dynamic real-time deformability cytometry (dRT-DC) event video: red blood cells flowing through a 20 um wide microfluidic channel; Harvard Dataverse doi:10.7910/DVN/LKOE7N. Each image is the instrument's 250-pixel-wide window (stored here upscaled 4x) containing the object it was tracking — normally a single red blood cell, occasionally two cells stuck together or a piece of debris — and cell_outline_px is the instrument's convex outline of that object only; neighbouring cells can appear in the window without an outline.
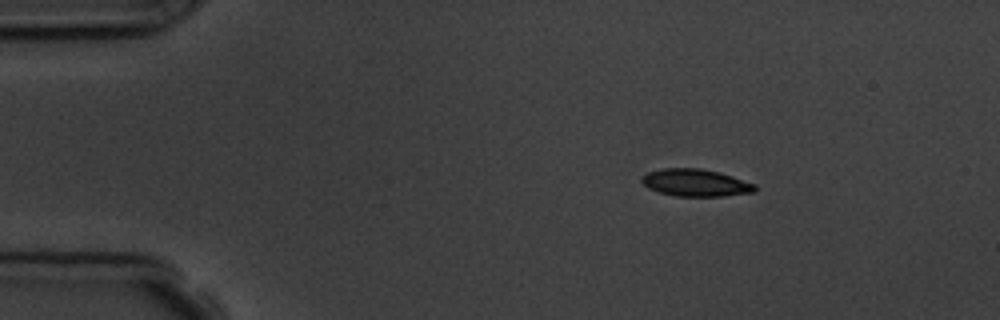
{"species": "common noctule bat (a hibernating species)", "species_latin": "Nyctalus noctula", "temperature_condition": "room temperature", "stored_images_in_passage": 4, "camera_frame_rate_fps": 3000, "um_per_image_px": 0.085, "animal": {"sex": "male", "body_mass_g": 19.5, "forearm_length_mm": 54.6}, "frame": {"image": 1, "passage_image": 2, "time_ms": 1.0, "image_size_px": [1000, 320], "cell_outline_px": [[756, 192], [724, 196], [676, 196], [660, 192], [648, 188], [640, 180], [640, 176], [648, 172], [664, 168], [700, 168], [720, 172], [756, 184]], "centroid_in_image_um": [59.13, 15.53], "position_along_channel_um": 25.9, "area_um2": 18.09}}